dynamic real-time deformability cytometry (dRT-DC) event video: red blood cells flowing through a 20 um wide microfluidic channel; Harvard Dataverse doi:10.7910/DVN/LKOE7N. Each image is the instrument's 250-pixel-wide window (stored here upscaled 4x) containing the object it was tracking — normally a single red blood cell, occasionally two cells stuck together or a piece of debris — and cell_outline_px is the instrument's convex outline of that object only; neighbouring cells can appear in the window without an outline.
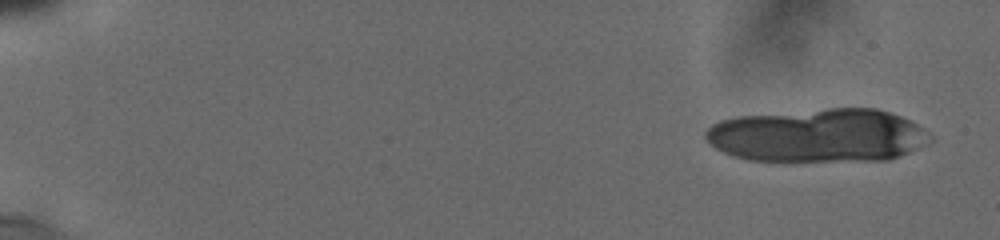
{"species": "human", "species_latin": "Homo sapiens", "temperature_condition": "cold", "stored_images_in_passage": 15, "camera_frame_rate_fps": 3000, "um_per_image_px": 0.085, "donor": {"sex": "male"}, "frame": {"image": 1, "passage_image": 3, "time_ms": 0.333, "image_size_px": [1000, 240], "cell_outline_px": [[932, 140], [900, 156], [888, 160], [748, 160], [732, 156], [716, 148], [704, 136], [704, 132], [712, 124], [720, 120], [736, 116], [828, 108], [876, 108], [900, 116], [924, 128], [932, 136]], "centroid_in_image_um": [69.52, 11.5], "position_along_channel_um": 15.5, "area_um2": 69.71}}